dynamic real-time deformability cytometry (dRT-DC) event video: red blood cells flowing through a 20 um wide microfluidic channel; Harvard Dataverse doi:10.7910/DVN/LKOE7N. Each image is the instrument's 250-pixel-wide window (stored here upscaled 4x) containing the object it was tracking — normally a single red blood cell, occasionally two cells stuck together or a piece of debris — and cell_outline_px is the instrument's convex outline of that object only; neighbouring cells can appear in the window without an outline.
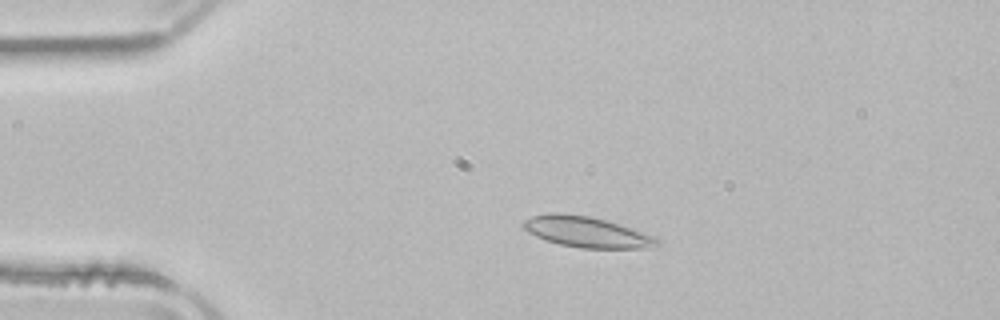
{"species": "common noctule bat (a hibernating species)", "species_latin": "Nyctalus noctula", "temperature_condition": "room temperature", "stored_images_in_passage": 51, "camera_frame_rate_fps": 3000, "um_per_image_px": 0.085, "animal": {"sex": "male", "body_mass_g": 21.5, "forearm_length_mm": 52.0}, "frame": {"image": 1, "passage_image": 10, "time_ms": 3.0, "image_size_px": [1000, 320], "cell_outline_px": [[660, 244], [648, 248], [580, 248], [560, 244], [544, 240], [528, 232], [520, 224], [524, 220], [532, 216], [548, 212], [560, 212], [588, 216], [604, 220], [656, 236], [660, 240]], "centroid_in_image_um": [49.83, 19.71], "position_along_channel_um": 35.2, "area_um2": 23.99}}
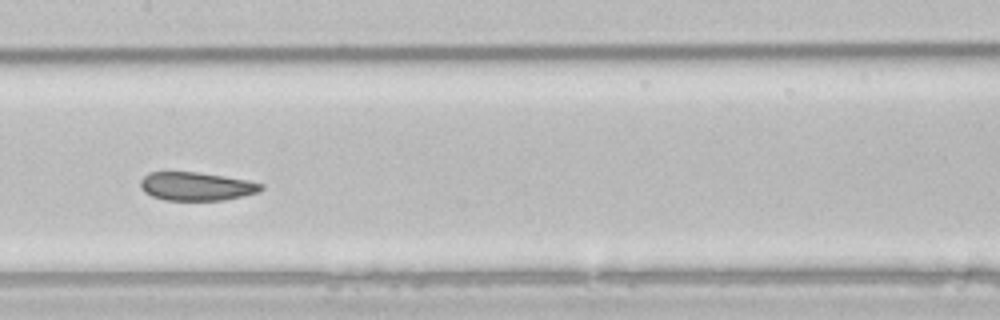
{"frame": {"image": 2, "passage_image": 25, "time_ms": 8.0, "image_size_px": [1000, 320], "cell_outline_px": [[264, 188], [260, 192], [224, 200], [164, 200], [152, 196], [144, 192], [140, 188], [140, 180], [148, 172], [196, 172], [248, 180], [264, 184]], "centroid_in_image_um": [16.69, 15.84], "position_along_channel_um": 190.7, "area_um2": 20.06}}
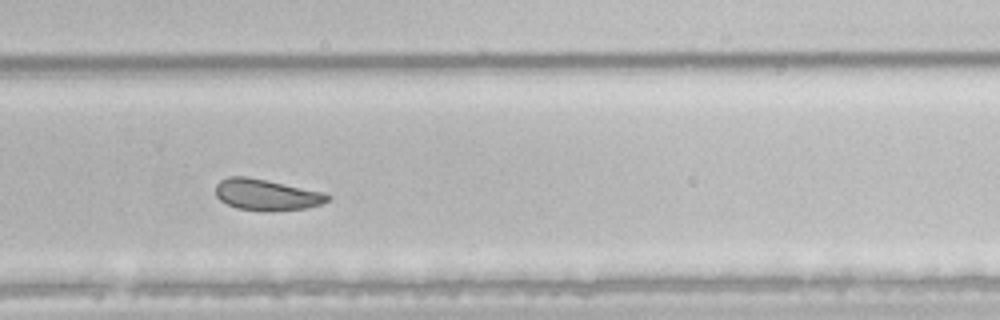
{"frame": {"image": 3, "passage_image": 34, "time_ms": 11.0, "image_size_px": [1000, 320], "cell_outline_px": [[332, 196], [328, 200], [320, 204], [308, 208], [236, 208], [220, 200], [216, 196], [216, 184], [220, 180], [228, 176], [244, 176], [324, 192]], "centroid_in_image_um": [22.63, 16.5], "position_along_channel_um": 307.2, "area_um2": 19.31}, "authors_computed_cell_mechanics": {"area_um2": 22.6576, "velocity_mm_per_s": 3.9016, "shape_relaxation_time_tau1_ms": null, "shape_relaxation_time_tau2_ms": 2.4201, "deformation_change_tau1": null, "deformation_change_tau2": 0.0738}}